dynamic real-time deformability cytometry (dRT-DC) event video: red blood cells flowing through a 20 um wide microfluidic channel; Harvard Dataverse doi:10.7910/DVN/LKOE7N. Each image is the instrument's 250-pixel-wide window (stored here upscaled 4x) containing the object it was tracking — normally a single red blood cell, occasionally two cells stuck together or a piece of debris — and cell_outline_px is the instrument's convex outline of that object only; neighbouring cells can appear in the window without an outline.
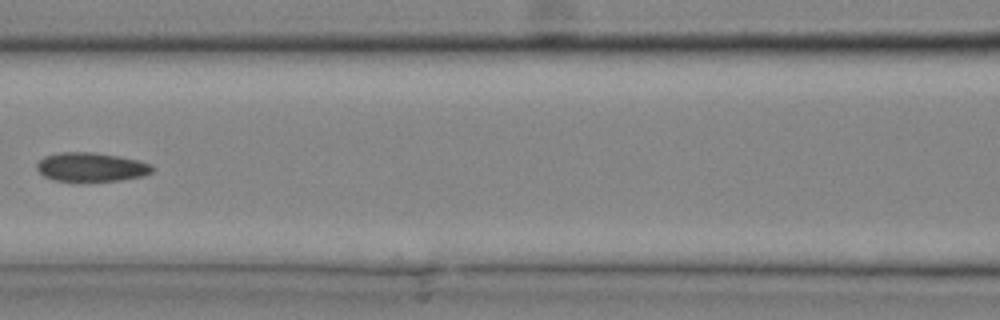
{"species": "common noctule bat (a hibernating species)", "species_latin": "Nyctalus noctula", "temperature_condition": "cold", "stored_images_in_passage": 28, "camera_frame_rate_fps": 3000, "um_per_image_px": 0.085, "animal": {"sex": "male", "body_mass_g": 20.4}, "frame": {"image": 1, "passage_image": 13, "time_ms": 4.0, "image_size_px": [1000, 320], "cell_outline_px": [[152, 172], [144, 176], [120, 180], [56, 180], [44, 176], [36, 168], [36, 164], [44, 156], [60, 152], [92, 152], [120, 156], [152, 164]], "centroid_in_image_um": [7.75, 14.18], "position_along_channel_um": 158.8, "area_um2": 19.19}}